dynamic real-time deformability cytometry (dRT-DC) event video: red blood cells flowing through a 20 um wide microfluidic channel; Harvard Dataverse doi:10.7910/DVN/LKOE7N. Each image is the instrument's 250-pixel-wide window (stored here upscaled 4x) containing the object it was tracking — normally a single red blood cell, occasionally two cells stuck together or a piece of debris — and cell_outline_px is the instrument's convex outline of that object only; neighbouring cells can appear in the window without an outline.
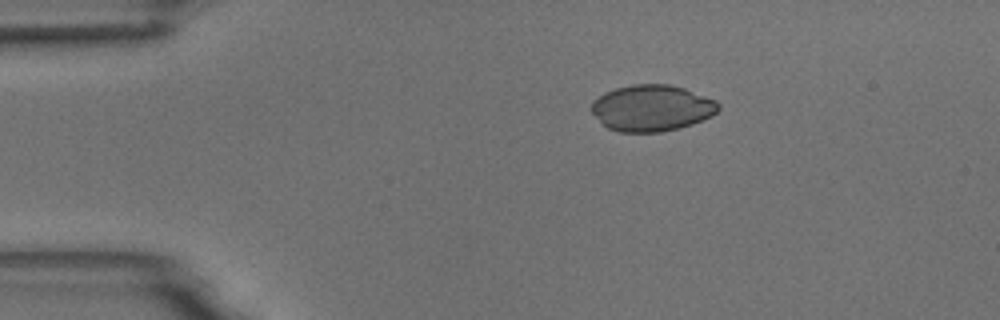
{"species": "common noctule bat (a hibernating species)", "species_latin": "Nyctalus noctula", "temperature_condition": "room temperature", "stored_images_in_passage": 7, "camera_frame_rate_fps": 3000, "um_per_image_px": 0.085, "animal": {"sex": "male", "body_mass_g": 18.8}, "frame": {"image": 1, "passage_image": 1, "time_ms": 0.0, "image_size_px": [1000, 320], "cell_outline_px": [[720, 108], [712, 116], [692, 124], [660, 132], [620, 132], [608, 128], [592, 112], [592, 100], [604, 92], [616, 88], [632, 84], [668, 84], [684, 88], [716, 100], [720, 104]], "centroid_in_image_um": [55.41, 9.17], "position_along_channel_um": 29.6, "area_um2": 34.16}}